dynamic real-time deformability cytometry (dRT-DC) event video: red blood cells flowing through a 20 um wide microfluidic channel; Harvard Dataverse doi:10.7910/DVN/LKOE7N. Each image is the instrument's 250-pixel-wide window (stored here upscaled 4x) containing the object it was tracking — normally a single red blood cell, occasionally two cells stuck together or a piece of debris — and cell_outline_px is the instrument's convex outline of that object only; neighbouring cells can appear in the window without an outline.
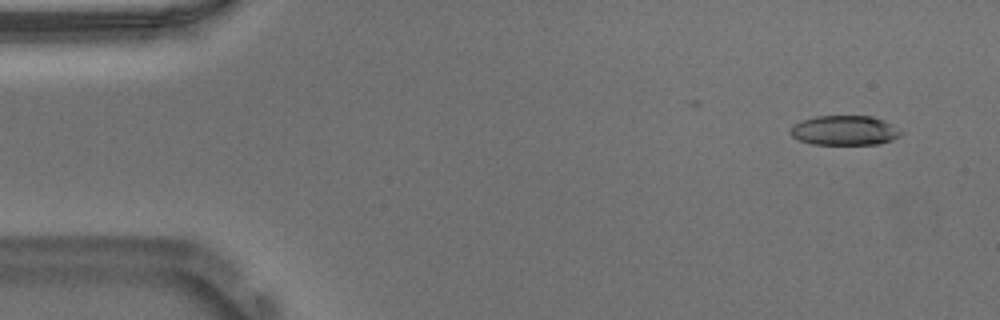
{"species": "Egyptian fruit bat (a non-hibernating species)", "species_latin": "Rousettus aegyptiacus", "temperature_condition": "warm", "stored_images_in_passage": 9, "camera_frame_rate_fps": 3000, "um_per_image_px": 0.085, "animal": {"sex": "male"}, "frame": {"image": 1, "passage_image": 1, "time_ms": 0.0, "image_size_px": [1000, 320], "cell_outline_px": [[900, 136], [892, 140], [880, 144], [812, 144], [800, 140], [792, 136], [788, 132], [792, 124], [816, 116], [872, 116], [884, 120], [900, 132]], "centroid_in_image_um": [71.74, 11.09], "position_along_channel_um": 13.3, "area_um2": 18.96}}